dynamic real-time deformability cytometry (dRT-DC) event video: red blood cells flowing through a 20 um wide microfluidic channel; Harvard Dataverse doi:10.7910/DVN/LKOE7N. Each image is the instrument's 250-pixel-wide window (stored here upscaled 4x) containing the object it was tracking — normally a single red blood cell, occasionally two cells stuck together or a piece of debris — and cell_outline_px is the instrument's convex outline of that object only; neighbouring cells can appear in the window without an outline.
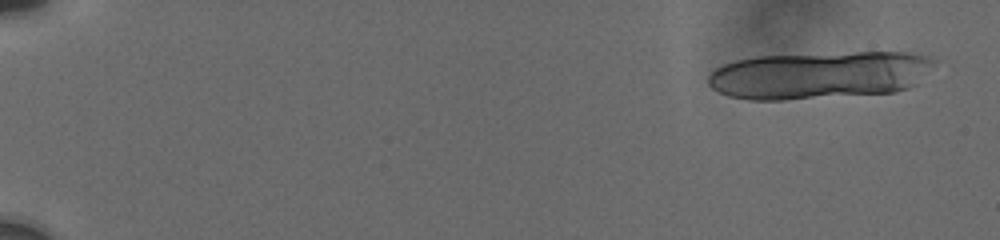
{"species": "human", "species_latin": "Homo sapiens", "temperature_condition": "cold", "stored_images_in_passage": 10, "camera_frame_rate_fps": 3000, "um_per_image_px": 0.085, "donor": {"sex": "male"}, "frame": {"image": 1, "passage_image": 1, "time_ms": 0.0, "image_size_px": [1000, 240], "cell_outline_px": [[936, 64], [916, 84], [908, 88], [896, 92], [784, 100], [748, 100], [728, 96], [712, 88], [708, 84], [708, 76], [716, 68], [724, 64], [736, 60], [756, 56], [856, 52], [908, 52], [932, 56], [936, 60]], "centroid_in_image_um": [69.68, 6.38], "position_along_channel_um": 15.3, "area_um2": 63.12}}